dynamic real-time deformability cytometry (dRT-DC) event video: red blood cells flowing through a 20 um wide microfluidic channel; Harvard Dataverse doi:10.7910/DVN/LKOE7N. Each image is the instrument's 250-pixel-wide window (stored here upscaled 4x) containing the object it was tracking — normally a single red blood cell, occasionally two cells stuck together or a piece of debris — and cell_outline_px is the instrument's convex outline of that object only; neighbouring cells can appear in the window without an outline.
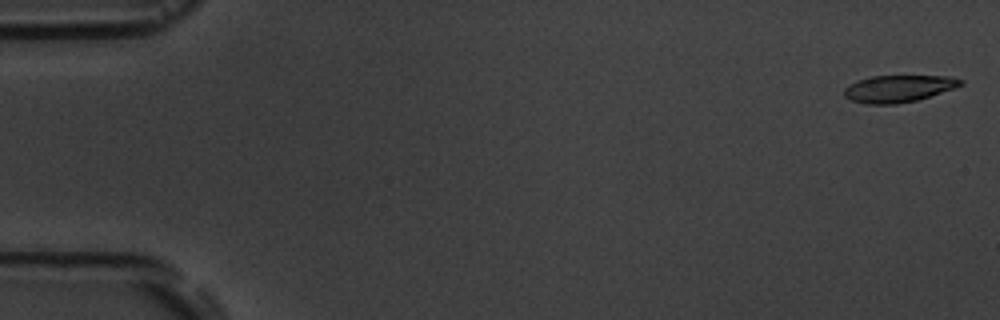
{"species": "common noctule bat (a hibernating species)", "species_latin": "Nyctalus noctula", "temperature_condition": "room temperature", "stored_images_in_passage": 8, "camera_frame_rate_fps": 3000, "um_per_image_px": 0.085, "animal": {"sex": "male", "body_mass_g": 19.5, "forearm_length_mm": 54.6}, "frame": {"image": 1, "passage_image": 1, "time_ms": 0.0, "image_size_px": [1000, 320], "cell_outline_px": [[964, 84], [956, 88], [916, 100], [896, 104], [868, 104], [852, 100], [844, 96], [844, 88], [856, 80], [872, 76], [952, 76], [964, 80]], "centroid_in_image_um": [76.4, 7.52], "position_along_channel_um": 8.6, "area_um2": 18.38}}
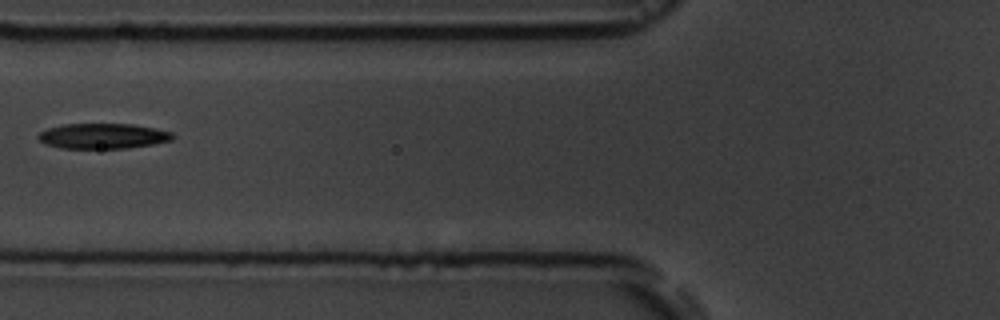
{"frame": {"image": 2, "passage_image": 7, "time_ms": 7.0, "image_size_px": [1000, 320], "cell_outline_px": [[176, 136], [172, 140], [152, 144], [124, 148], [64, 148], [48, 144], [40, 140], [36, 136], [40, 132], [48, 128], [64, 124], [132, 124], [156, 128], [172, 132]], "centroid_in_image_um": [8.78, 11.55], "position_along_channel_um": 117.0, "area_um2": 19.65}}
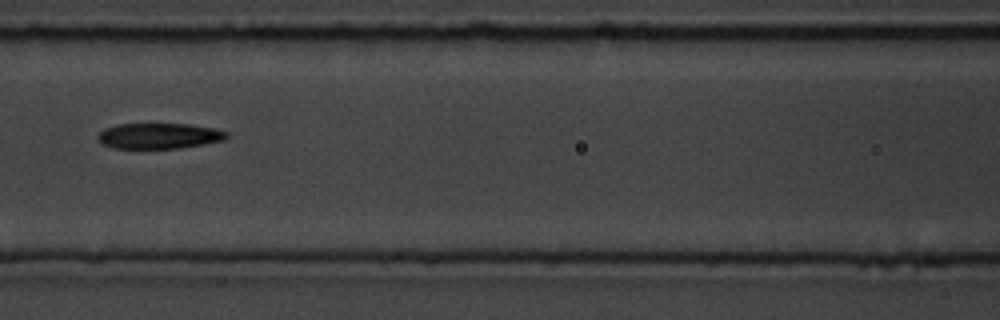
{"frame": {"image": 3, "passage_image": 8, "time_ms": 8.0, "image_size_px": [1000, 320], "cell_outline_px": [[228, 136], [224, 140], [204, 144], [180, 148], [112, 148], [104, 144], [96, 136], [104, 128], [120, 124], [188, 124], [216, 128], [228, 132]], "centroid_in_image_um": [13.55, 11.55], "position_along_channel_um": 153.0, "area_um2": 19.19}}